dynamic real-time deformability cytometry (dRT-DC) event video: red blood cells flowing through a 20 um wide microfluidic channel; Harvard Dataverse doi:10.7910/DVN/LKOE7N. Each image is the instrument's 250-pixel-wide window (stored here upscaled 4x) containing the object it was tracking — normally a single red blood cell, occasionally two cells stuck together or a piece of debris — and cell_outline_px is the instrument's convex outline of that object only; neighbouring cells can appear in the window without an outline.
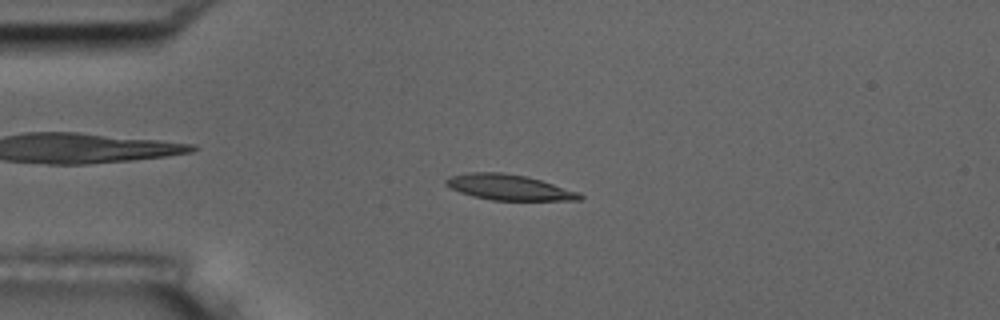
{"species": "common noctule bat (a hibernating species)", "species_latin": "Nyctalus noctula", "temperature_condition": "room temperature", "stored_images_in_passage": 54, "camera_frame_rate_fps": 3000, "um_per_image_px": 0.085, "animal": {"sex": "male", "body_mass_g": 17.5, "forearm_length_mm": 52.3}, "frame": {"image": 1, "passage_image": 12, "time_ms": 3.667, "image_size_px": [1000, 320], "cell_outline_px": [[584, 196], [580, 200], [492, 200], [472, 196], [460, 192], [444, 184], [444, 180], [448, 176], [468, 172], [500, 172], [524, 176], [540, 180], [580, 192]], "centroid_in_image_um": [43.23, 15.92], "position_along_channel_um": 41.8, "area_um2": 19.88}}
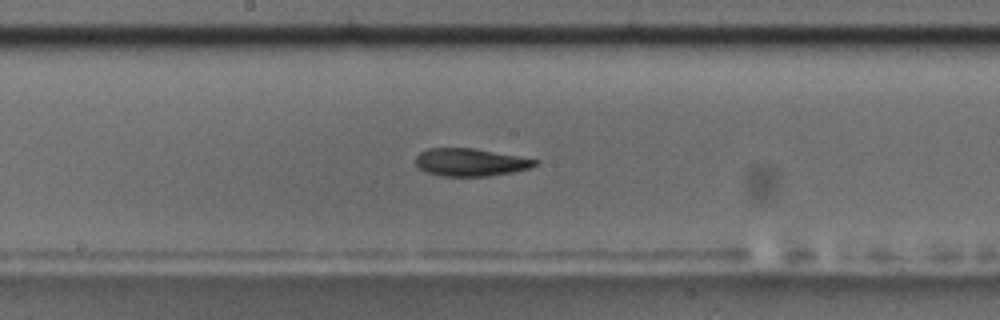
{"frame": {"image": 2, "passage_image": 28, "time_ms": 9.0, "image_size_px": [1000, 320], "cell_outline_px": [[540, 160], [536, 164], [528, 168], [512, 172], [488, 176], [444, 176], [428, 172], [420, 168], [416, 164], [416, 156], [420, 152], [428, 148], [472, 148]], "centroid_in_image_um": [39.97, 13.79], "position_along_channel_um": 208.2, "area_um2": 18.96}}
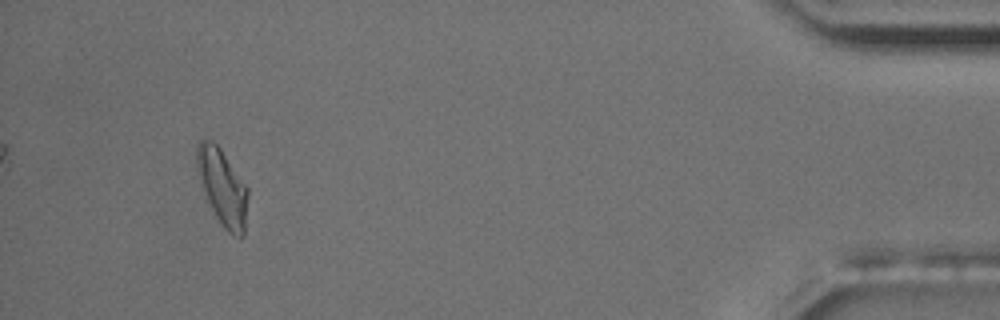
{"frame": {"image": 3, "passage_image": 51, "time_ms": 16.667, "image_size_px": [1000, 320], "cell_outline_px": [[248, 196], [244, 236], [240, 240], [232, 236], [224, 228], [216, 216], [208, 200], [196, 164], [196, 148], [200, 140], [212, 140], [220, 148], [248, 188]], "centroid_in_image_um": [18.95, 15.95], "position_along_channel_um": 416.3, "area_um2": 22.31}, "authors_computed_cell_mechanics": {"area_um2": 19.4786, "velocity_mm_per_s": 3.601, "shape_relaxation_time_tau1_ms": 3.908, "shape_relaxation_time_tau2_ms": 6.2489, "deformation_change_tau1": 0.1483, "deformation_change_tau2": 0.1146}}